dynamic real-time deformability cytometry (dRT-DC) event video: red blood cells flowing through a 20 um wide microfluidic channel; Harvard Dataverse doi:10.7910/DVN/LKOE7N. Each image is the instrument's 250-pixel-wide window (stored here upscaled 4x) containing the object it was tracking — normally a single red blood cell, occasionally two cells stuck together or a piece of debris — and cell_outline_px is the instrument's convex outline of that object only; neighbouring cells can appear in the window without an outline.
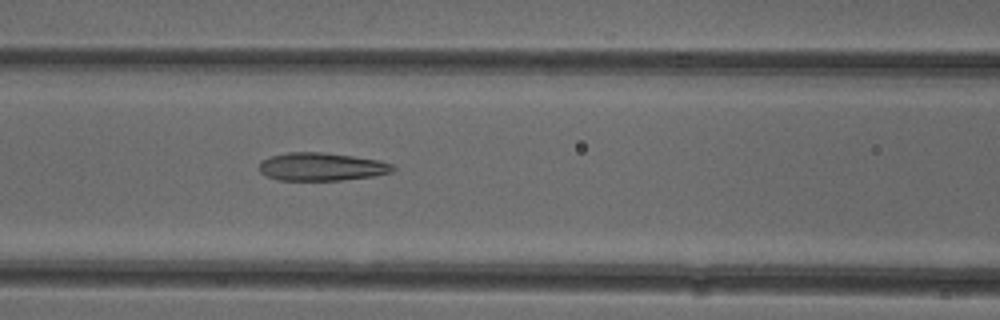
{"species": "common noctule bat (a hibernating species)", "species_latin": "Nyctalus noctula", "temperature_condition": "cold", "stored_images_in_passage": 41, "camera_frame_rate_fps": 3000, "um_per_image_px": 0.085, "animal": {"sex": "female"}, "frame": {"image": 1, "passage_image": 11, "time_ms": 3.333, "image_size_px": [1000, 320], "cell_outline_px": [[396, 168], [392, 172], [376, 176], [340, 180], [280, 180], [268, 176], [260, 172], [260, 160], [272, 156], [288, 152], [324, 152], [380, 160], [392, 164]], "centroid_in_image_um": [27.37, 14.17], "position_along_channel_um": 139.2, "area_um2": 21.85}}
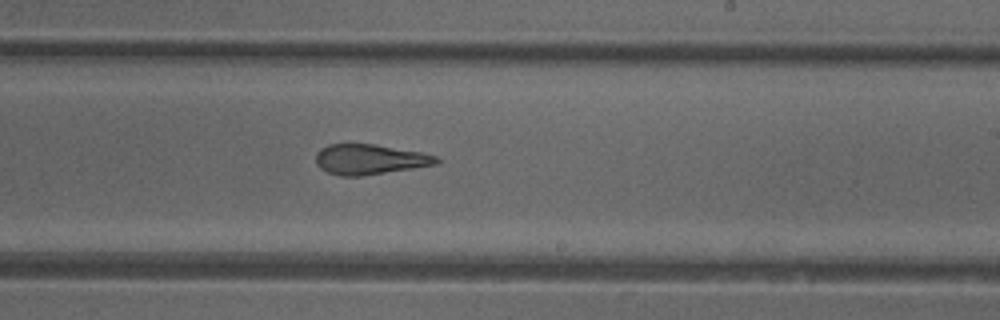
{"frame": {"image": 2, "passage_image": 20, "time_ms": 6.333, "image_size_px": [1000, 320], "cell_outline_px": [[440, 164], [360, 176], [340, 176], [328, 172], [320, 168], [316, 164], [316, 152], [320, 148], [328, 144], [376, 144], [420, 152], [436, 156], [440, 160]], "centroid_in_image_um": [31.41, 13.54], "position_along_channel_um": 257.6, "area_um2": 21.27}}
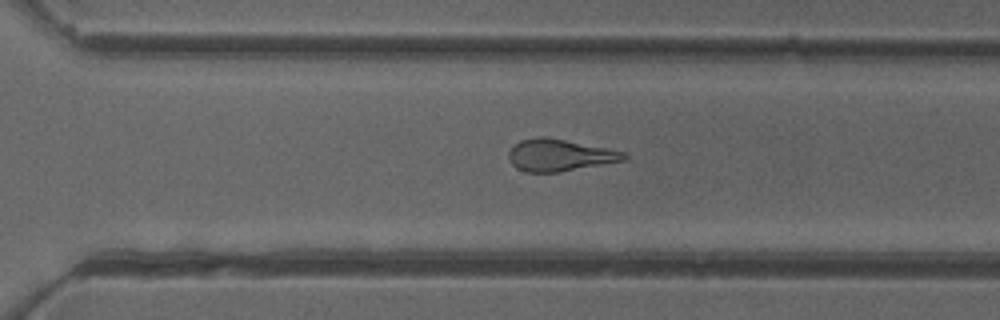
{"frame": {"image": 3, "passage_image": 25, "time_ms": 8.0, "image_size_px": [1000, 320], "cell_outline_px": [[628, 160], [560, 172], [528, 172], [516, 168], [512, 164], [508, 156], [508, 152], [520, 140], [540, 136], [548, 136], [608, 148], [624, 152], [628, 156]], "centroid_in_image_um": [47.6, 13.18], "position_along_channel_um": 323.0, "area_um2": 21.68}, "authors_computed_cell_mechanics": {"area_um2": 22.1952, "velocity_mm_per_s": 3.9534, "shape_relaxation_time_tau1_ms": 8.7549, "shape_relaxation_time_tau2_ms": 2.4541, "deformation_change_tau1": 0.2458, "deformation_change_tau2": 0.1372}}